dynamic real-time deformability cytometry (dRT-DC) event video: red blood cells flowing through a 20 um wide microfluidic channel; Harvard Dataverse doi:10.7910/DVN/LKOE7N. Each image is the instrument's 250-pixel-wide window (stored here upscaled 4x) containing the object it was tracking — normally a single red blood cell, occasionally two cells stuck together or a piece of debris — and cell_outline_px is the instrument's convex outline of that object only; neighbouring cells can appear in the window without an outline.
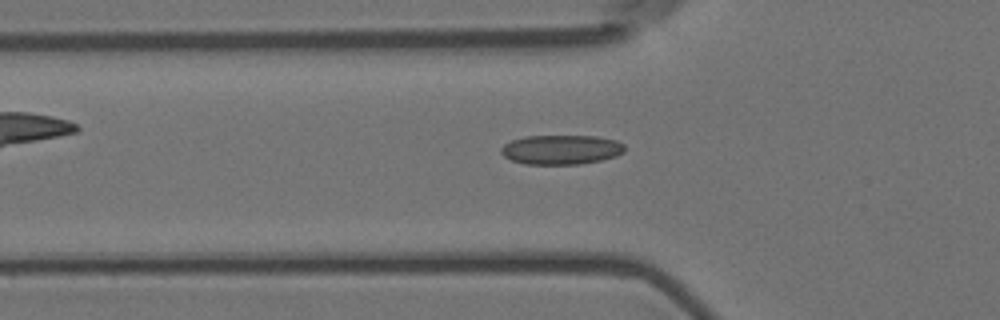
{"species": "Egyptian fruit bat (a non-hibernating species)", "species_latin": "Rousettus aegyptiacus", "temperature_condition": "room temperature", "stored_images_in_passage": 52, "camera_frame_rate_fps": 3000, "um_per_image_px": 0.085, "animal": {"sex": "female"}, "frame": {"image": 1, "passage_image": 20, "time_ms": 6.333, "image_size_px": [1000, 320], "cell_outline_px": [[624, 152], [616, 156], [600, 160], [580, 164], [524, 164], [512, 160], [504, 156], [500, 152], [500, 148], [504, 144], [512, 140], [524, 136], [596, 136], [616, 140], [624, 144]], "centroid_in_image_um": [47.69, 12.71], "position_along_channel_um": 78.1, "area_um2": 21.27}}
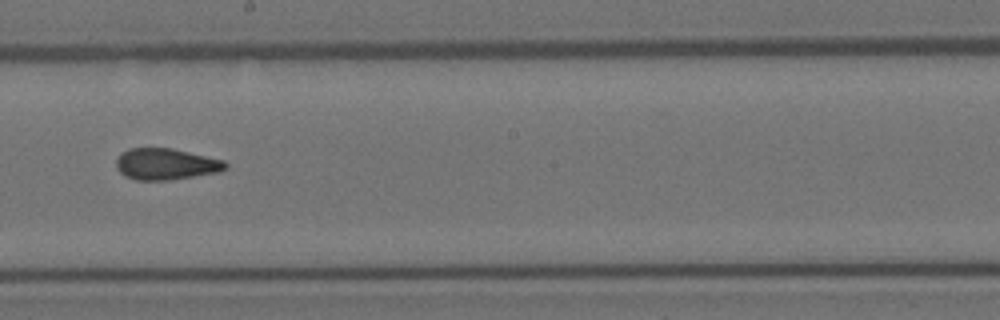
{"frame": {"image": 2, "passage_image": 33, "time_ms": 10.667, "image_size_px": [1000, 320], "cell_outline_px": [[228, 168], [220, 172], [168, 180], [136, 180], [124, 176], [116, 168], [116, 160], [120, 152], [128, 148], [172, 148], [224, 160], [228, 164]], "centroid_in_image_um": [14.09, 13.94], "position_along_channel_um": 234.1, "area_um2": 20.17}}
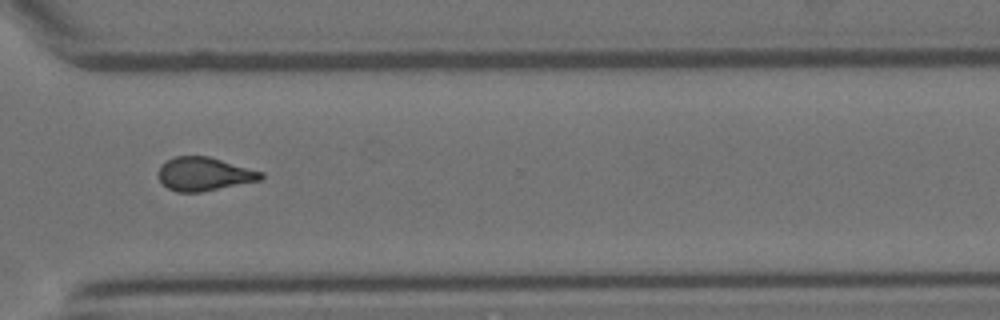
{"frame": {"image": 3, "passage_image": 43, "time_ms": 14.0, "image_size_px": [1000, 320], "cell_outline_px": [[264, 176], [260, 180], [200, 192], [176, 192], [168, 188], [156, 176], [156, 172], [160, 164], [176, 156], [208, 156], [264, 172]], "centroid_in_image_um": [17.31, 14.78], "position_along_channel_um": 353.3, "area_um2": 20.06}}